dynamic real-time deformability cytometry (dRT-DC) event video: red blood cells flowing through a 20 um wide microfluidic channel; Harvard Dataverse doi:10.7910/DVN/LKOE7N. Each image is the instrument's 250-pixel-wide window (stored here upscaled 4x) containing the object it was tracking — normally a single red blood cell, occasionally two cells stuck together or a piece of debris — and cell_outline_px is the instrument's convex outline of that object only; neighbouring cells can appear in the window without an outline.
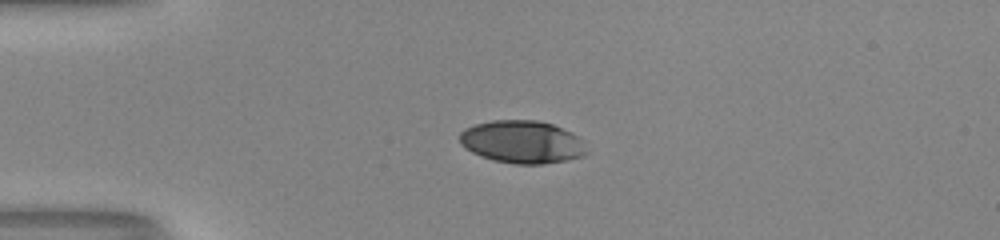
{"species": "human", "species_latin": "Homo sapiens", "temperature_condition": "room temperature", "stored_images_in_passage": 40, "camera_frame_rate_fps": 3000, "um_per_image_px": 0.085, "donor": {"sex": "male"}, "frame": {"image": 1, "passage_image": 1, "time_ms": 0.0, "image_size_px": [1000, 240], "cell_outline_px": [[588, 152], [584, 156], [544, 164], [512, 164], [492, 160], [480, 156], [472, 152], [460, 144], [460, 132], [464, 128], [476, 124], [492, 120], [536, 120], [552, 124], [572, 132], [584, 140]], "centroid_in_image_um": [44.4, 12.07], "position_along_channel_um": 40.6, "area_um2": 31.91}}
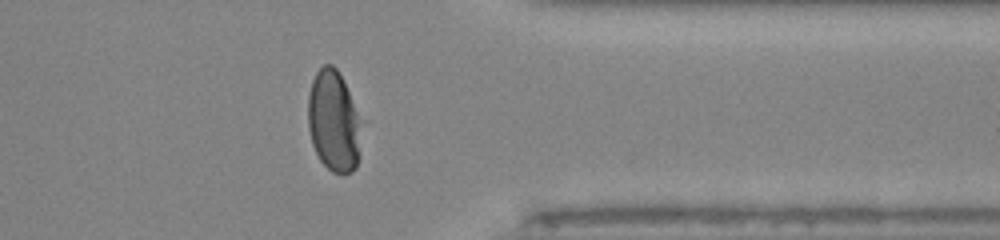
{"frame": {"image": 2, "passage_image": 30, "time_ms": 9.667, "image_size_px": [1000, 240], "cell_outline_px": [[356, 168], [352, 172], [332, 172], [320, 160], [312, 144], [308, 128], [308, 96], [312, 80], [316, 72], [324, 64], [332, 64], [336, 68], [344, 80], [356, 112]], "centroid_in_image_um": [28.25, 10.24], "position_along_channel_um": 383.1, "area_um2": 30.0}}
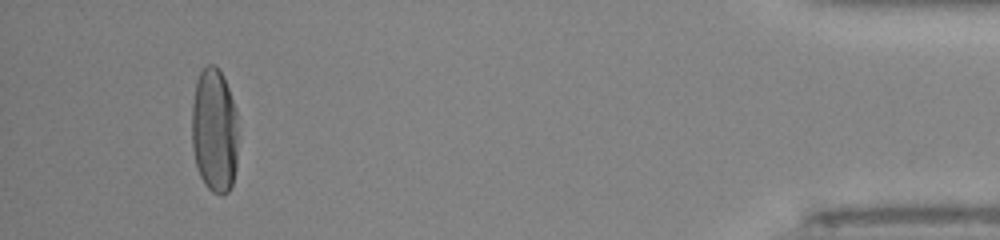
{"frame": {"image": 3, "passage_image": 37, "time_ms": 12.0, "image_size_px": [1000, 240], "cell_outline_px": [[236, 168], [232, 184], [228, 192], [220, 196], [212, 192], [204, 184], [200, 176], [196, 164], [192, 148], [192, 104], [196, 80], [204, 64], [212, 64], [220, 72], [228, 88], [236, 112]], "centroid_in_image_um": [18.19, 11.12], "position_along_channel_um": 417.0, "area_um2": 33.58}, "authors_computed_cell_mechanics": {"area_um2": 33.2639, "velocity_mm_per_s": 4.0127, "shape_relaxation_time_tau1_ms": 4.2308, "shape_relaxation_time_tau2_ms": null, "deformation_change_tau1": 0.2015, "deformation_change_tau2": null}}